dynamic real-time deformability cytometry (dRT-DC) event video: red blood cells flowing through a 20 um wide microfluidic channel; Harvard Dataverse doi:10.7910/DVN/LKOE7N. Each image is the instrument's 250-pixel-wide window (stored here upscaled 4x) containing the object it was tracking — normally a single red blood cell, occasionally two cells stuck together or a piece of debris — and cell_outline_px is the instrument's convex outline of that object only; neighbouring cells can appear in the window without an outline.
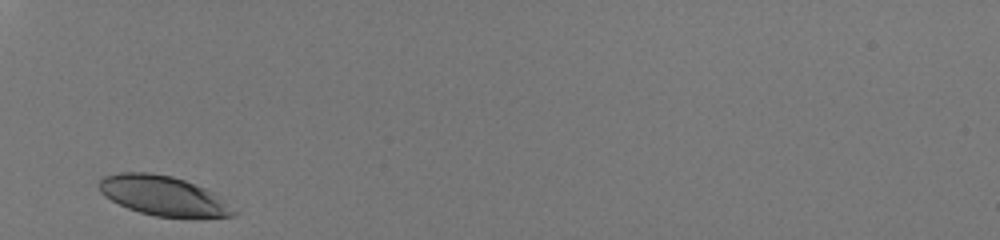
{"species": "human", "species_latin": "Homo sapiens", "temperature_condition": "room temperature", "stored_images_in_passage": 26, "camera_frame_rate_fps": 3000, "um_per_image_px": 0.085, "donor": {"sex": "male"}, "frame": {"image": 1, "passage_image": 1, "time_ms": 0.0, "image_size_px": [1000, 240], "cell_outline_px": [[240, 212], [236, 216], [156, 216], [140, 212], [128, 208], [104, 196], [100, 192], [96, 184], [104, 176], [120, 172], [148, 172], [172, 176], [184, 180], [204, 188], [212, 192]], "centroid_in_image_um": [13.83, 16.62], "position_along_channel_um": 71.2, "area_um2": 30.69}}
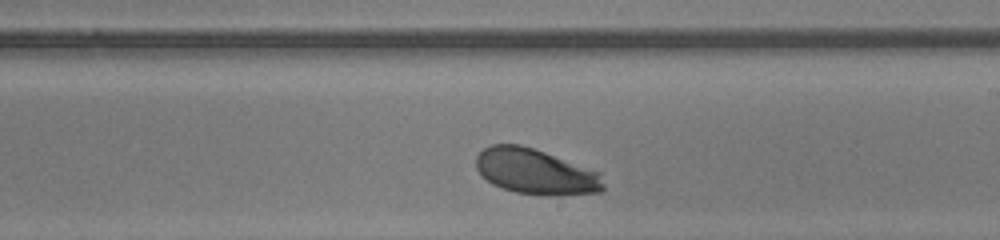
{"frame": {"image": 2, "passage_image": 15, "time_ms": 4.667, "image_size_px": [1000, 240], "cell_outline_px": [[604, 192], [556, 196], [516, 192], [492, 184], [476, 168], [476, 156], [484, 148], [492, 144], [520, 144], [544, 152], [600, 172], [604, 184]], "centroid_in_image_um": [45.55, 14.6], "position_along_channel_um": 243.4, "area_um2": 33.58}}
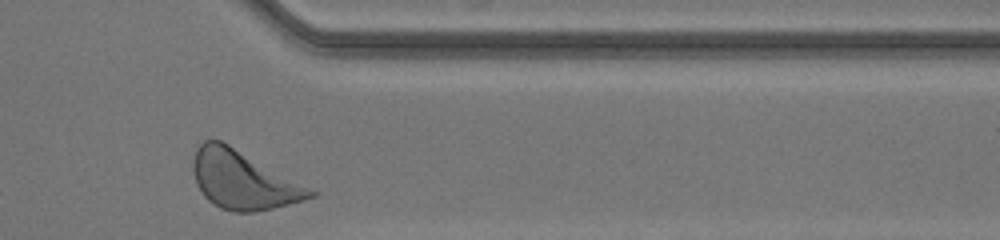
{"frame": {"image": 3, "passage_image": 26, "time_ms": 8.333, "image_size_px": [1000, 240], "cell_outline_px": [[316, 196], [272, 208], [252, 212], [232, 212], [220, 208], [208, 200], [204, 196], [196, 184], [192, 168], [192, 160], [196, 148], [204, 140], [220, 140], [316, 188]], "centroid_in_image_um": [20.7, 15.29], "position_along_channel_um": 390.7, "area_um2": 40.17}, "authors_computed_cell_mechanics": {"area_um2": 33.7263, "velocity_mm_per_s": 4.0143, "shape_relaxation_time_tau1_ms": 1.8595, "shape_relaxation_time_tau2_ms": null, "deformation_change_tau1": 0.1105, "deformation_change_tau2": null}}